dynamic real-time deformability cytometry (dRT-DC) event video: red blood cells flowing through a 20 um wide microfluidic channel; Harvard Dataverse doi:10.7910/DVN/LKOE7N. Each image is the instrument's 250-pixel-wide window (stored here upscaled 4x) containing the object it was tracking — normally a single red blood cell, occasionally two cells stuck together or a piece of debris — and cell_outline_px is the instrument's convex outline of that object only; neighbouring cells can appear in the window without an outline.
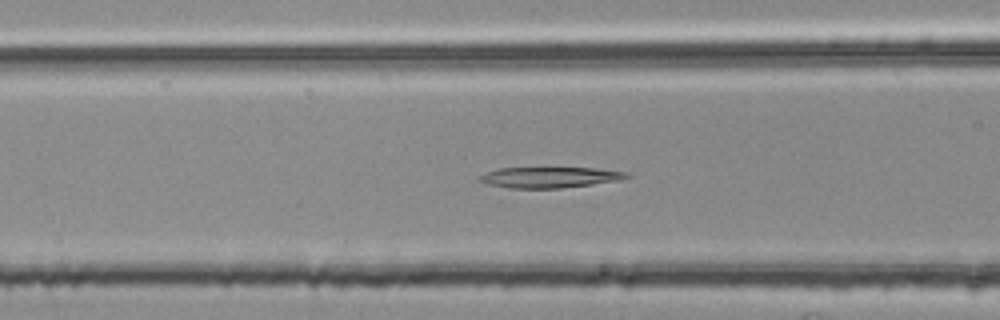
{"species": "common noctule bat (a hibernating species)", "species_latin": "Nyctalus noctula", "temperature_condition": "room temperature", "stored_images_in_passage": 50, "camera_frame_rate_fps": 3000, "um_per_image_px": 0.085, "animal": {"sex": "female", "body_mass_g": 25.1}, "frame": {"image": 1, "passage_image": 17, "time_ms": 5.333, "image_size_px": [1000, 320], "cell_outline_px": [[632, 176], [620, 180], [592, 184], [560, 188], [512, 188], [488, 184], [476, 180], [480, 176], [488, 172], [500, 168], [596, 168], [628, 172]], "centroid_in_image_um": [46.76, 15.07], "position_along_channel_um": 119.8, "area_um2": 17.69}}
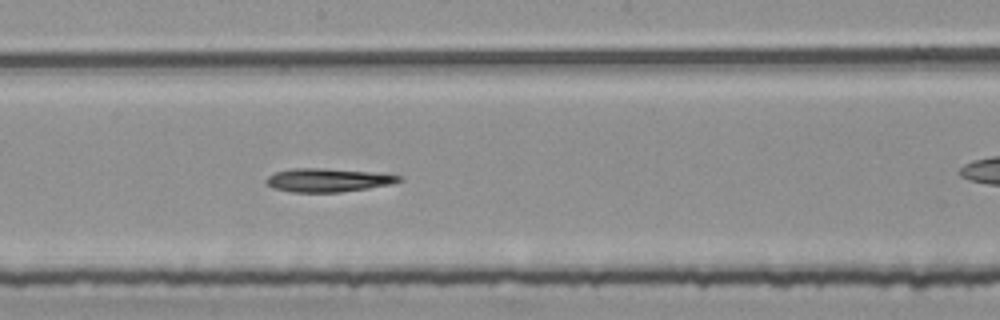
{"frame": {"image": 2, "passage_image": 25, "time_ms": 8.0, "image_size_px": [1000, 320], "cell_outline_px": [[404, 180], [388, 184], [368, 188], [340, 192], [292, 192], [272, 188], [264, 184], [264, 180], [268, 176], [276, 172], [292, 168], [320, 168], [368, 172], [400, 176]], "centroid_in_image_um": [27.76, 15.31], "position_along_channel_um": 220.4, "area_um2": 17.98}}
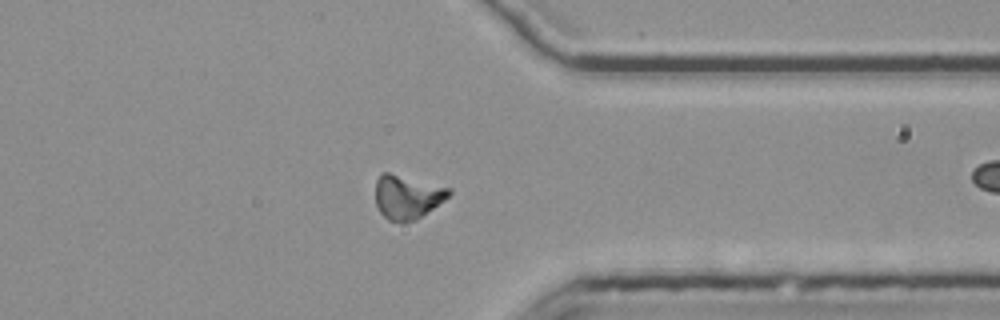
{"frame": {"image": 3, "passage_image": 38, "time_ms": 12.333, "image_size_px": [1000, 320], "cell_outline_px": [[452, 192], [444, 200], [416, 220], [388, 220], [380, 212], [376, 204], [376, 180], [380, 172], [388, 172], [452, 188]], "centroid_in_image_um": [34.61, 16.7], "position_along_channel_um": 376.8, "area_um2": 18.55}}